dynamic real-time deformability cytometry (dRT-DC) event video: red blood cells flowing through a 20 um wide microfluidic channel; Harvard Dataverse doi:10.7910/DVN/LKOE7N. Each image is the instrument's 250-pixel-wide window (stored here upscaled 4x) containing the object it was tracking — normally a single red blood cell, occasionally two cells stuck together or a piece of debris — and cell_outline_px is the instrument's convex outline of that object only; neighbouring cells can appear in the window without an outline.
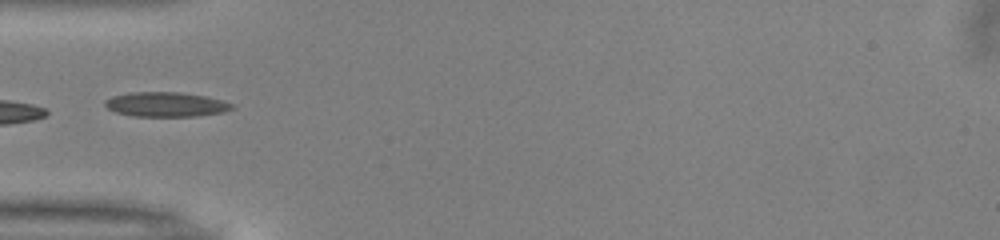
{"species": "common noctule bat (a hibernating species)", "species_latin": "Nyctalus noctula", "temperature_condition": "warm", "stored_images_in_passage": 33, "camera_frame_rate_fps": 3000, "um_per_image_px": 0.085, "animal": {"sex": "male", "body_mass_g": 13.0, "forearm_length_mm": 53.1}, "frame": {"image": 1, "passage_image": 1, "time_ms": 0.0, "image_size_px": [1000, 240], "cell_outline_px": [[236, 108], [224, 112], [196, 116], [132, 116], [116, 112], [108, 108], [104, 104], [104, 100], [112, 96], [128, 92], [180, 92], [204, 96], [236, 104]], "centroid_in_image_um": [14.12, 8.87], "position_along_channel_um": 70.9, "area_um2": 18.32}}